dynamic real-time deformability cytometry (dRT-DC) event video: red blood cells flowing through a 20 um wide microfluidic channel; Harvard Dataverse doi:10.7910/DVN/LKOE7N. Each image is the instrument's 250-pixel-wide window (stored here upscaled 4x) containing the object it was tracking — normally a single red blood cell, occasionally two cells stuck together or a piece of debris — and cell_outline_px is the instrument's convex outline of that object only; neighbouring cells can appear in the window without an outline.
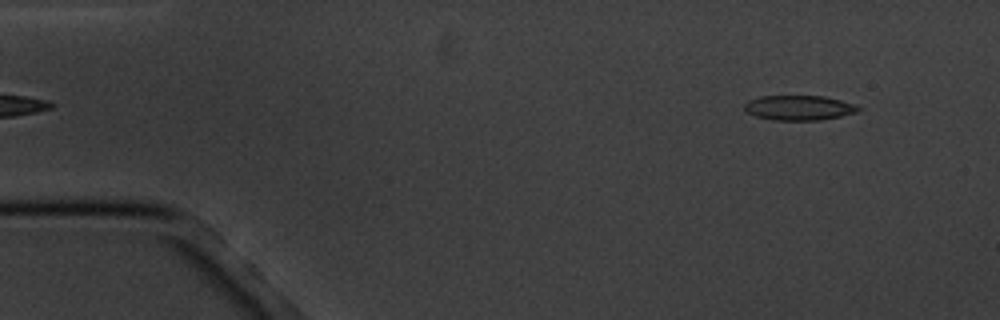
{"species": "common noctule bat (a hibernating species)", "species_latin": "Nyctalus noctula", "temperature_condition": "cold", "stored_images_in_passage": 6, "segment_of_instrument_passage": [2, 2], "camera_frame_rate_fps": 3000, "um_per_image_px": 0.085, "animal": {"sex": "male", "body_mass_g": 20.1, "forearm_length_mm": 53.5}, "frame": {"image": 1, "passage_image": 6, "time_ms": 5.667, "image_size_px": [1000, 320], "cell_outline_px": [[860, 108], [856, 112], [840, 116], [820, 120], [772, 120], [756, 116], [748, 112], [744, 108], [744, 104], [748, 100], [760, 96], [824, 96], [856, 104]], "centroid_in_image_um": [67.9, 9.16], "position_along_channel_um": 17.1, "area_um2": 16.42}}